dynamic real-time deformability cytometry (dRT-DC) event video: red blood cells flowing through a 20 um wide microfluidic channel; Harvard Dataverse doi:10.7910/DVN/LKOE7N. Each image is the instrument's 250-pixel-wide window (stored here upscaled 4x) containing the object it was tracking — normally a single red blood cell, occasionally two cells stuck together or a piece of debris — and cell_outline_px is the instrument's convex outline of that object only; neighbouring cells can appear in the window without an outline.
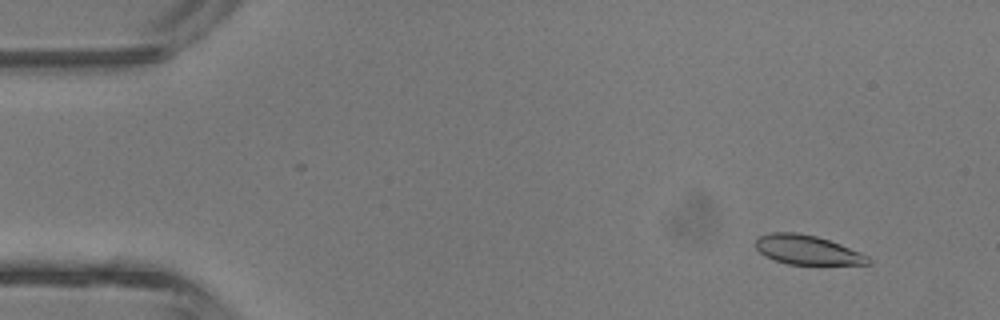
{"species": "common noctule bat (a hibernating species)", "species_latin": "Nyctalus noctula", "temperature_condition": "room temperature", "stored_images_in_passage": 5, "camera_frame_rate_fps": 3000, "um_per_image_px": 0.085, "animal": {"sex": "male", "body_mass_g": 13.3}, "frame": {"image": 1, "passage_image": 2, "time_ms": 1.0, "image_size_px": [1000, 320], "cell_outline_px": [[872, 264], [788, 264], [776, 260], [760, 252], [756, 248], [756, 240], [760, 236], [772, 232], [796, 232], [816, 236], [840, 244], [860, 252], [868, 256], [872, 260]], "centroid_in_image_um": [68.65, 21.24], "position_along_channel_um": 16.4, "area_um2": 18.96}}
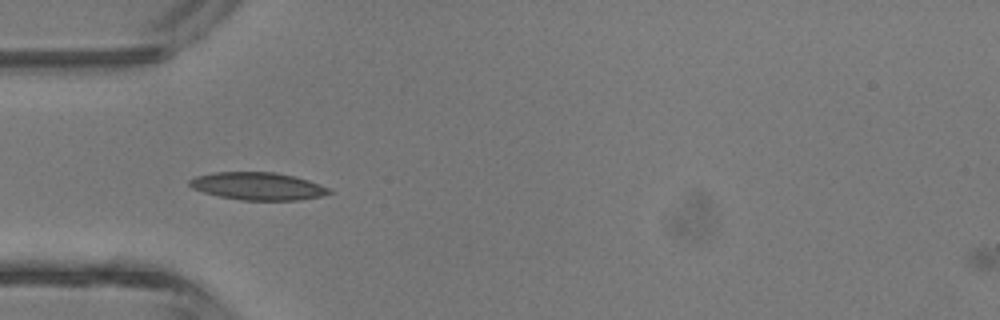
{"frame": {"image": 2, "passage_image": 5, "time_ms": 4.333, "image_size_px": [1000, 320], "cell_outline_px": [[332, 192], [320, 196], [300, 200], [240, 200], [220, 196], [204, 192], [192, 188], [188, 184], [188, 180], [196, 176], [212, 172], [276, 172], [296, 176], [320, 184], [328, 188]], "centroid_in_image_um": [21.9, 15.81], "position_along_channel_um": 63.1, "area_um2": 22.48}}